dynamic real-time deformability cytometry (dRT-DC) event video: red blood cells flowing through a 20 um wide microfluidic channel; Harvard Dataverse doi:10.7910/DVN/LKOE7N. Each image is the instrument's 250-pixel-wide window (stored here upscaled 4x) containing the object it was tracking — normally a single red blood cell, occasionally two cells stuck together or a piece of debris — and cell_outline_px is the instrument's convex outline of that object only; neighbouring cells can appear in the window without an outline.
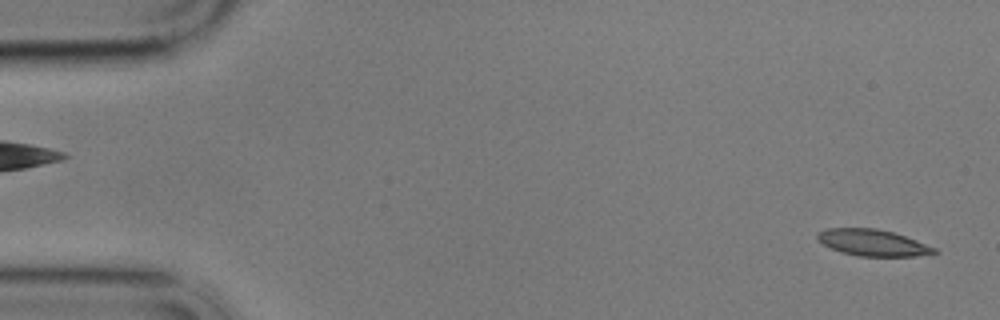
{"species": "common noctule bat (a hibernating species)", "species_latin": "Nyctalus noctula", "temperature_condition": "cold", "stored_images_in_passage": 59, "camera_frame_rate_fps": 3000, "um_per_image_px": 0.085, "animal": {"sex": "male", "body_mass_g": 17.9}, "frame": {"image": 1, "passage_image": 2, "time_ms": 0.333, "image_size_px": [1000, 320], "cell_outline_px": [[940, 252], [916, 256], [860, 256], [840, 252], [816, 240], [816, 236], [820, 232], [828, 228], [876, 228], [892, 232], [916, 240], [936, 248]], "centroid_in_image_um": [74.18, 20.63], "position_along_channel_um": 10.8, "area_um2": 17.86}}
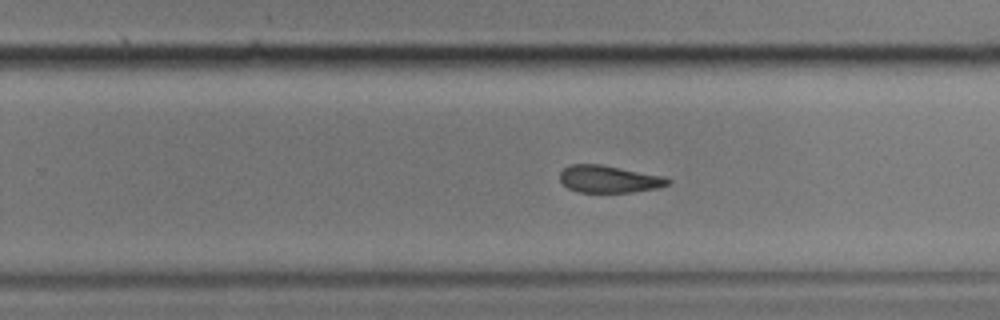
{"frame": {"image": 2, "passage_image": 36, "time_ms": 11.667, "image_size_px": [1000, 320], "cell_outline_px": [[672, 180], [668, 184], [660, 188], [632, 192], [576, 192], [568, 188], [560, 180], [560, 172], [564, 168], [572, 164], [600, 164], [664, 176]], "centroid_in_image_um": [51.78, 15.23], "position_along_channel_um": 278.0, "area_um2": 17.17}}
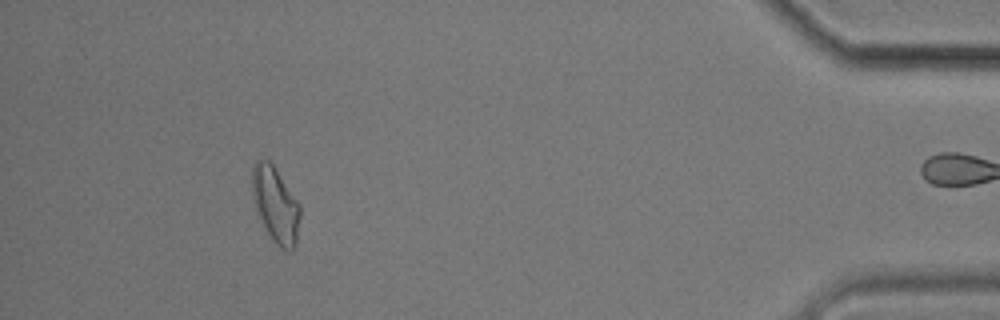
{"frame": {"image": 3, "passage_image": 53, "time_ms": 17.333, "image_size_px": [1000, 320], "cell_outline_px": [[300, 216], [296, 244], [292, 252], [288, 252], [280, 248], [276, 244], [264, 228], [256, 212], [252, 196], [252, 164], [256, 160], [268, 160], [272, 164], [300, 204]], "centroid_in_image_um": [23.41, 17.43], "position_along_channel_um": 411.8, "area_um2": 21.27}, "authors_computed_cell_mechanics": {"area_um2": 18.785, "velocity_mm_per_s": 3.4151, "shape_relaxation_time_tau1_ms": 6.6669, "shape_relaxation_time_tau2_ms": 5.6004, "deformation_change_tau1": 0.1515, "deformation_change_tau2": 0.1238}}